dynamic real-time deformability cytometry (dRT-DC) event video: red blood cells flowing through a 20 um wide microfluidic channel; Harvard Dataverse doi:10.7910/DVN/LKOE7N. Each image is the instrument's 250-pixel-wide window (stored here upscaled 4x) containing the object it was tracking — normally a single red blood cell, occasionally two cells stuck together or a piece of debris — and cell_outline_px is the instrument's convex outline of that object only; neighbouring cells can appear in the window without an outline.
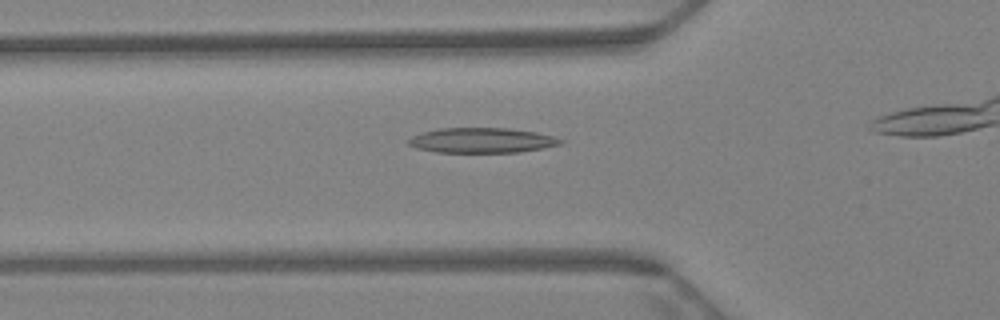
{"species": "Egyptian fruit bat (a non-hibernating species)", "species_latin": "Rousettus aegyptiacus", "temperature_condition": "warm", "stored_images_in_passage": 37, "camera_frame_rate_fps": 3000, "um_per_image_px": 0.085, "animal": {"sex": "female"}, "frame": {"image": 1, "passage_image": 8, "time_ms": 2.333, "image_size_px": [1000, 320], "cell_outline_px": [[564, 140], [560, 144], [544, 148], [520, 152], [436, 152], [416, 148], [408, 144], [408, 140], [412, 136], [424, 132], [440, 128], [508, 128], [536, 132], [552, 136]], "centroid_in_image_um": [40.96, 11.93], "position_along_channel_um": 84.8, "area_um2": 22.08}}
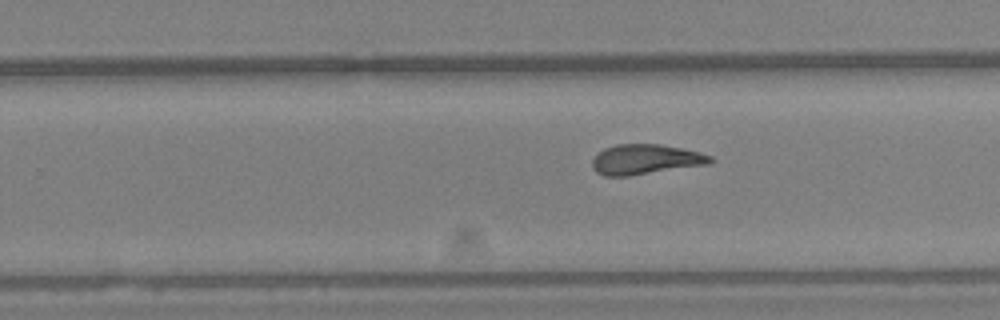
{"frame": {"image": 2, "passage_image": 26, "time_ms": 8.333, "image_size_px": [1000, 320], "cell_outline_px": [[716, 160], [708, 164], [628, 176], [604, 176], [596, 172], [592, 168], [592, 160], [604, 148], [616, 144], [660, 144], [700, 152], [712, 156]], "centroid_in_image_um": [54.87, 13.55], "position_along_channel_um": 274.9, "area_um2": 20.63}}
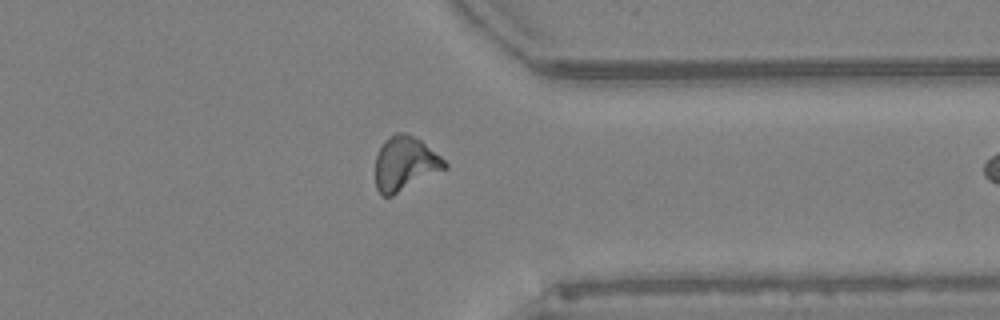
{"frame": {"image": 3, "passage_image": 36, "time_ms": 11.667, "image_size_px": [1000, 320], "cell_outline_px": [[448, 168], [392, 196], [380, 196], [376, 188], [376, 156], [384, 140], [396, 132], [404, 132], [420, 140], [440, 156], [448, 164]], "centroid_in_image_um": [34.42, 13.93], "position_along_channel_um": 377.0, "area_um2": 21.85}}